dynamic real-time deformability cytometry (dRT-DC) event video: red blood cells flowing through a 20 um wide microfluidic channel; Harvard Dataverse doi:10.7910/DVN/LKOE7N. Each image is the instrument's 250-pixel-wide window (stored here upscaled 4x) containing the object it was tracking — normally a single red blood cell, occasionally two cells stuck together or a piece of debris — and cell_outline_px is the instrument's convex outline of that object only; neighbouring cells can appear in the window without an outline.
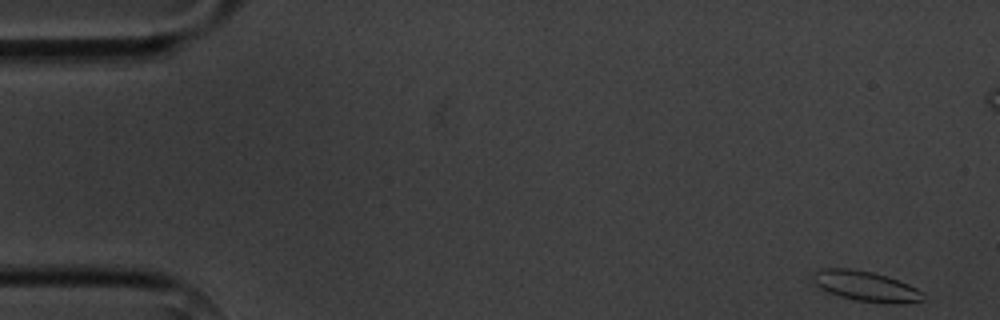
{"species": "common noctule bat (a hibernating species)", "species_latin": "Nyctalus noctula", "temperature_condition": "cold", "stored_images_in_passage": 4, "camera_frame_rate_fps": 3000, "um_per_image_px": 0.085, "animal": {"sex": "male", "body_mass_g": 20.1, "forearm_length_mm": 53.5}, "frame": {"image": 1, "passage_image": 1, "time_ms": 0.0, "image_size_px": [1000, 320], "cell_outline_px": [[924, 300], [904, 304], [888, 304], [856, 300], [840, 296], [828, 292], [820, 288], [812, 280], [812, 272], [820, 268], [848, 268], [872, 272], [908, 284], [924, 292]], "centroid_in_image_um": [73.59, 24.34], "position_along_channel_um": 11.4, "area_um2": 19.48}}